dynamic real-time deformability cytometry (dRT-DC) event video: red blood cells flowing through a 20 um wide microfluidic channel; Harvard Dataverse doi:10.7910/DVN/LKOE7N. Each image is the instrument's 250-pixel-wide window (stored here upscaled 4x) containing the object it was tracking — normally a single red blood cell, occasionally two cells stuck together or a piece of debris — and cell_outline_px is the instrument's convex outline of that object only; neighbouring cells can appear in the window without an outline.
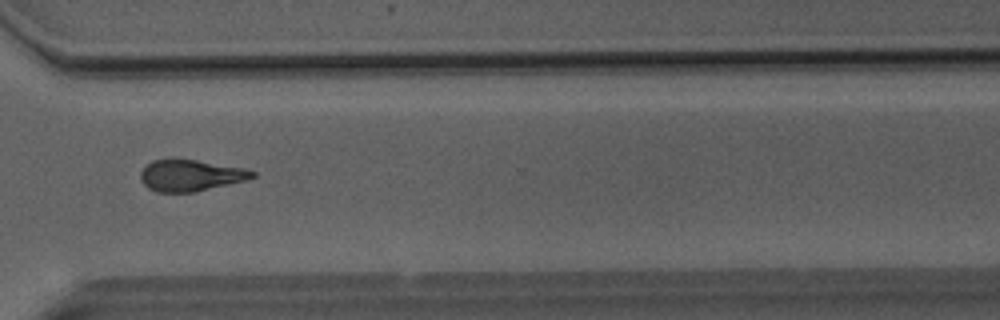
{"species": "Egyptian fruit bat (a non-hibernating species)", "species_latin": "Rousettus aegyptiacus", "temperature_condition": "room temperature", "stored_images_in_passage": 46, "camera_frame_rate_fps": 3000, "um_per_image_px": 0.085, "animal": {"sex": "male"}, "frame": {"image": 1, "passage_image": 33, "time_ms": 10.667, "image_size_px": [1000, 320], "cell_outline_px": [[256, 176], [248, 180], [196, 192], [156, 192], [148, 188], [140, 180], [140, 172], [152, 160], [172, 156], [244, 168], [256, 172]], "centroid_in_image_um": [16.18, 14.89], "position_along_channel_um": 354.4, "area_um2": 21.04}}
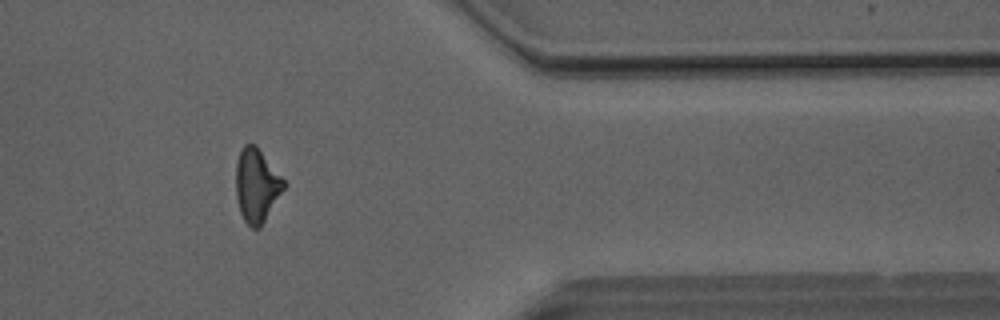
{"frame": {"image": 2, "passage_image": 37, "time_ms": 12.0, "image_size_px": [1000, 320], "cell_outline_px": [[288, 184], [260, 228], [252, 228], [244, 220], [240, 212], [236, 196], [236, 160], [240, 148], [244, 144], [256, 144]], "centroid_in_image_um": [21.82, 15.74], "position_along_channel_um": 389.6, "area_um2": 20.87}}
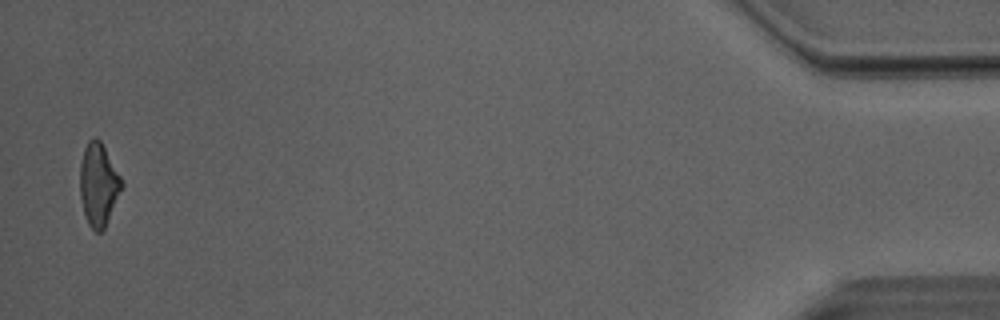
{"frame": {"image": 3, "passage_image": 45, "time_ms": 14.667, "image_size_px": [1000, 320], "cell_outline_px": [[124, 184], [104, 228], [100, 232], [96, 232], [88, 224], [84, 212], [80, 196], [80, 164], [84, 148], [88, 140], [96, 136], [100, 140], [120, 176]], "centroid_in_image_um": [8.36, 15.67], "position_along_channel_um": 426.8, "area_um2": 19.83}, "authors_computed_cell_mechanics": {"area_um2": 20.8658, "velocity_mm_per_s": 4.0605, "shape_relaxation_time_tau1_ms": 7.9904, "shape_relaxation_time_tau2_ms": 2.9581, "deformation_change_tau1": 0.222, "deformation_change_tau2": 0.1338}}